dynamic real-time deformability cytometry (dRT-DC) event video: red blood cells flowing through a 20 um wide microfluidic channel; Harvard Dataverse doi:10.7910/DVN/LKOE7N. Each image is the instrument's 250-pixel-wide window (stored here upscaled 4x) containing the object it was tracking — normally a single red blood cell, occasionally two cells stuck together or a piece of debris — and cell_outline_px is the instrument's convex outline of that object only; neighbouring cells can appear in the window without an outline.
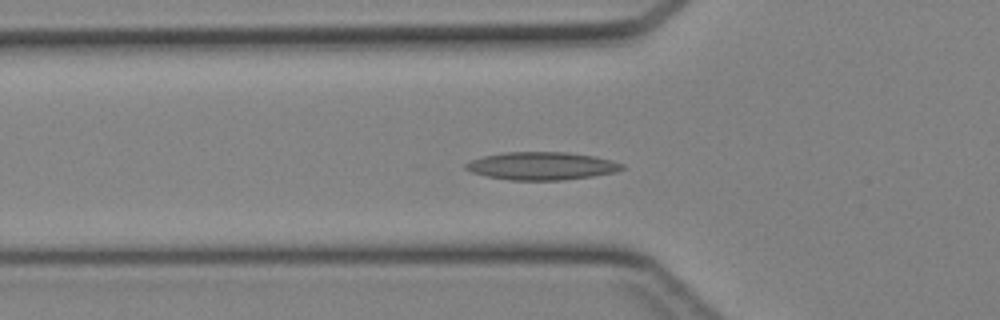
{"species": "Egyptian fruit bat (a non-hibernating species)", "species_latin": "Rousettus aegyptiacus", "temperature_condition": "cold", "stored_images_in_passage": 38, "camera_frame_rate_fps": 3000, "um_per_image_px": 0.085, "animal": {"sex": "female"}, "frame": {"image": 1, "passage_image": 15, "time_ms": 4.667, "image_size_px": [1000, 320], "cell_outline_px": [[624, 168], [616, 172], [592, 176], [564, 180], [508, 180], [488, 176], [472, 172], [464, 168], [464, 164], [472, 160], [484, 156], [504, 152], [568, 152], [592, 156], [612, 160], [624, 164]], "centroid_in_image_um": [46.05, 14.1], "position_along_channel_um": 79.7, "area_um2": 25.32}}
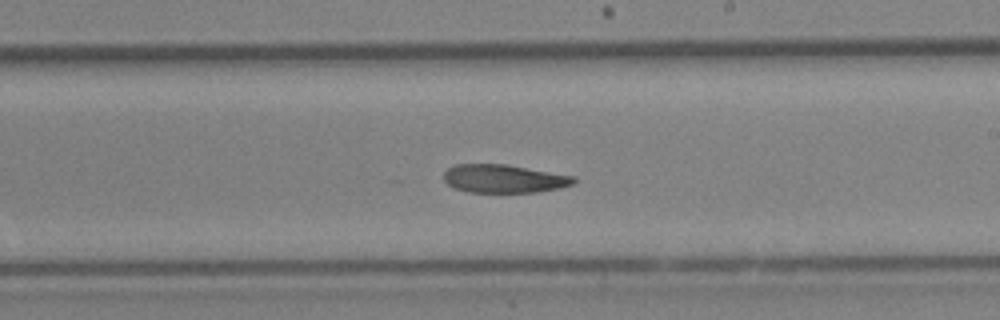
{"frame": {"image": 2, "passage_image": 26, "time_ms": 8.333, "image_size_px": [1000, 320], "cell_outline_px": [[576, 180], [572, 184], [560, 188], [536, 192], [468, 192], [456, 188], [448, 184], [444, 180], [444, 172], [448, 168], [456, 164], [504, 164], [576, 176]], "centroid_in_image_um": [42.84, 15.18], "position_along_channel_um": 246.2, "area_um2": 21.33}}
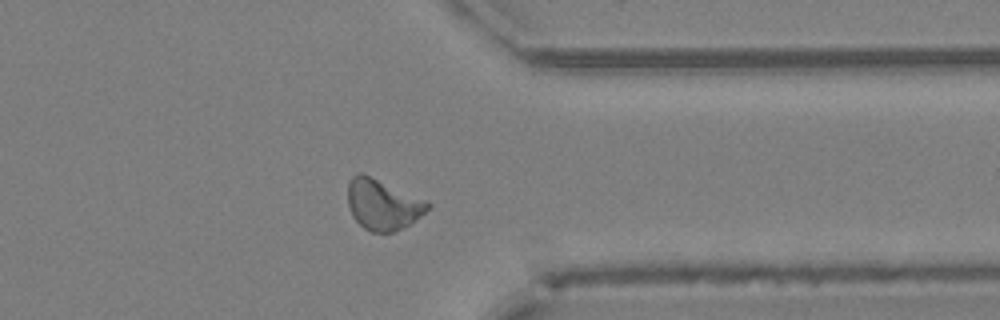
{"frame": {"image": 3, "passage_image": 35, "time_ms": 11.333, "image_size_px": [1000, 320], "cell_outline_px": [[432, 204], [420, 216], [404, 228], [392, 232], [372, 232], [364, 228], [352, 216], [348, 204], [348, 180], [356, 172], [364, 172], [424, 200]], "centroid_in_image_um": [32.49, 17.36], "position_along_channel_um": 378.9, "area_um2": 23.52}}